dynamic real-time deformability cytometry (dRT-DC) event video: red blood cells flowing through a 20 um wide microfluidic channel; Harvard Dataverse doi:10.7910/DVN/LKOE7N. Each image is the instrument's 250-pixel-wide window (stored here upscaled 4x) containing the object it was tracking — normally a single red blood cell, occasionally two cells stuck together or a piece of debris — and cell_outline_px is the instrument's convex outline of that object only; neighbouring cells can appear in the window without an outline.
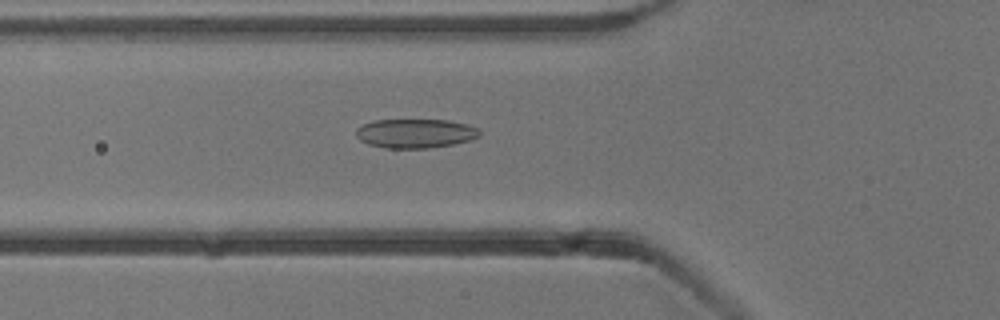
{"species": "common noctule bat (a hibernating species)", "species_latin": "Nyctalus noctula", "temperature_condition": "cold", "stored_images_in_passage": 48, "camera_frame_rate_fps": 3000, "um_per_image_px": 0.085, "animal": {"sex": "male", "body_mass_g": 13.3}, "frame": {"image": 1, "passage_image": 14, "time_ms": 4.333, "image_size_px": [1000, 320], "cell_outline_px": [[480, 136], [472, 140], [452, 144], [428, 148], [384, 148], [368, 144], [360, 140], [356, 136], [356, 128], [372, 120], [448, 120], [468, 124], [476, 128], [480, 132]], "centroid_in_image_um": [35.3, 11.34], "position_along_channel_um": 90.5, "area_um2": 21.04}}
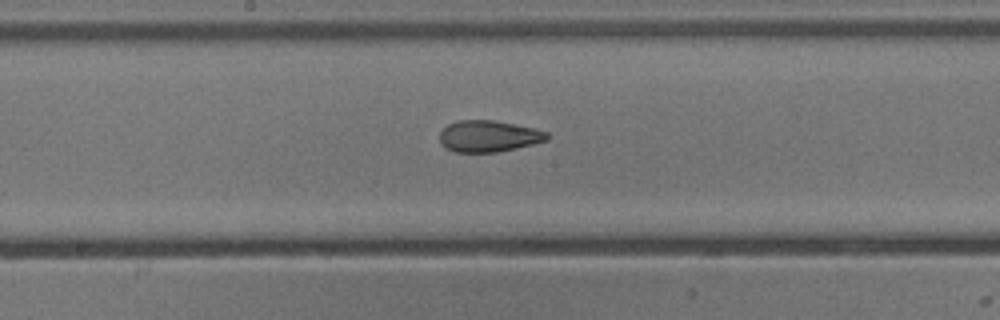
{"frame": {"image": 2, "passage_image": 23, "time_ms": 7.333, "image_size_px": [1000, 320], "cell_outline_px": [[548, 140], [532, 144], [496, 152], [456, 152], [440, 144], [440, 132], [448, 124], [456, 120], [492, 120], [532, 128], [548, 132]], "centroid_in_image_um": [41.5, 11.57], "position_along_channel_um": 206.7, "area_um2": 19.42}}
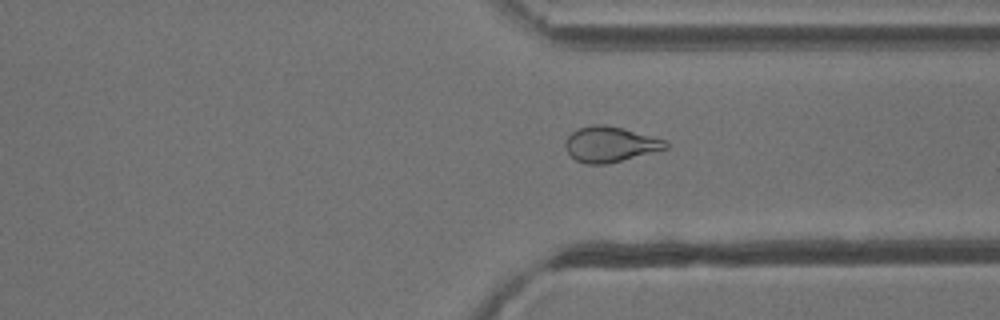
{"frame": {"image": 3, "passage_image": 35, "time_ms": 11.333, "image_size_px": [1000, 320], "cell_outline_px": [[668, 148], [608, 164], [588, 164], [576, 160], [568, 152], [564, 144], [564, 140], [572, 132], [580, 128], [592, 124], [604, 124], [624, 128], [664, 140], [668, 144]], "centroid_in_image_um": [51.84, 12.26], "position_along_channel_um": 359.6, "area_um2": 20.58}, "authors_computed_cell_mechanics": {"area_um2": 21.0103, "velocity_mm_per_s": 3.8291, "shape_relaxation_time_tau1_ms": 10.0027, "shape_relaxation_time_tau2_ms": 1.8628, "deformation_change_tau1": 0.2073, "deformation_change_tau2": 0.0792}}